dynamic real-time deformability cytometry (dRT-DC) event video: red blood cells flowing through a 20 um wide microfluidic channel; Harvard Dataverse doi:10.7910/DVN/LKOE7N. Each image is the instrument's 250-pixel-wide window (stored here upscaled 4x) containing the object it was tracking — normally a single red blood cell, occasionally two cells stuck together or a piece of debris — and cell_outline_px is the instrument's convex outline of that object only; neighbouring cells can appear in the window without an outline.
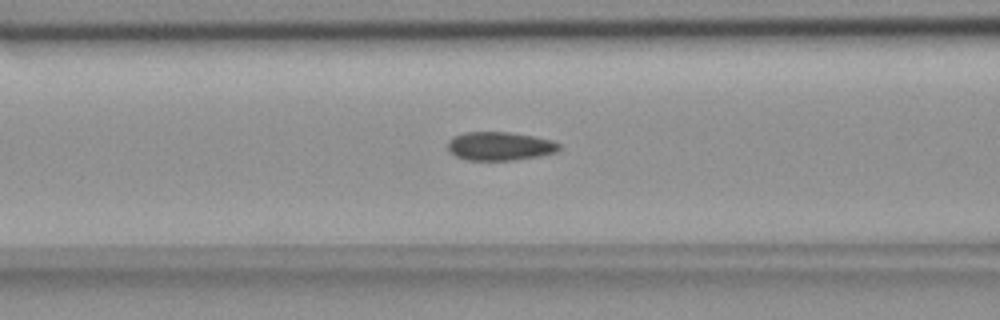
{"species": "common noctule bat (a hibernating species)", "species_latin": "Nyctalus noctula", "temperature_condition": "room temperature", "stored_images_in_passage": 42, "camera_frame_rate_fps": 3000, "um_per_image_px": 0.085, "animal": {"sex": "female", "body_mass_g": 18.4}, "frame": {"image": 1, "passage_image": 9, "time_ms": 2.667, "image_size_px": [1000, 320], "cell_outline_px": [[560, 148], [556, 152], [540, 156], [512, 160], [468, 160], [456, 156], [448, 152], [448, 140], [452, 136], [464, 132], [508, 132], [532, 136], [552, 140], [560, 144]], "centroid_in_image_um": [42.45, 12.42], "position_along_channel_um": 124.1, "area_um2": 18.61}}
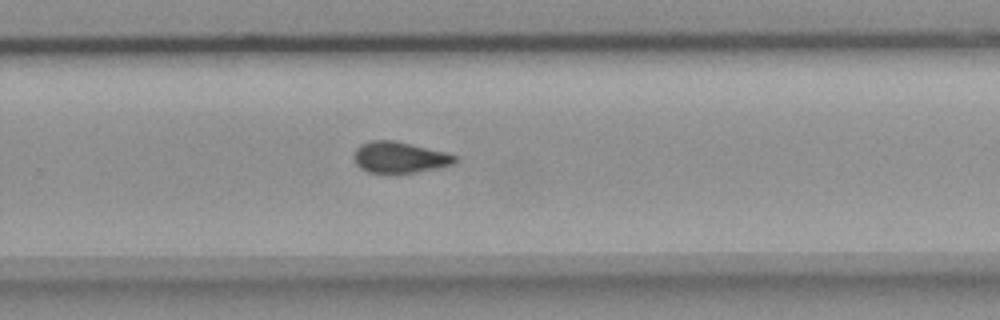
{"frame": {"image": 2, "passage_image": 23, "time_ms": 7.333, "image_size_px": [1000, 320], "cell_outline_px": [[460, 160], [452, 164], [436, 168], [416, 172], [368, 172], [360, 168], [356, 164], [352, 156], [356, 148], [360, 144], [368, 140], [392, 140], [448, 152], [456, 156]], "centroid_in_image_um": [33.95, 13.35], "position_along_channel_um": 295.8, "area_um2": 18.38}}
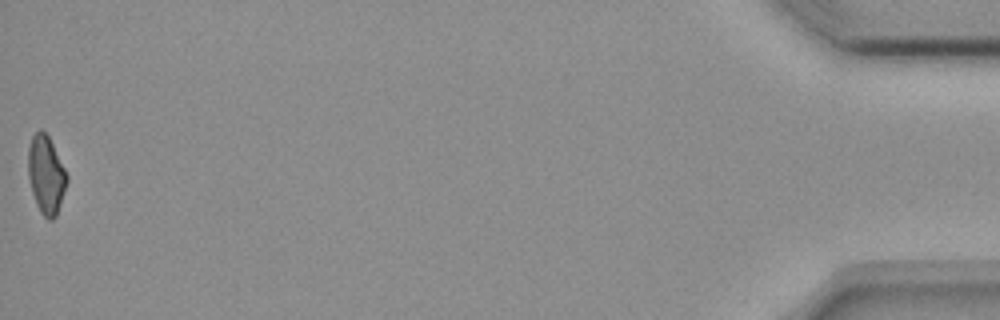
{"frame": {"image": 3, "passage_image": 42, "time_ms": 13.667, "image_size_px": [1000, 320], "cell_outline_px": [[68, 180], [56, 216], [52, 220], [48, 220], [40, 212], [36, 204], [32, 192], [28, 176], [28, 148], [32, 136], [40, 128], [48, 136], [68, 176]], "centroid_in_image_um": [3.9, 14.87], "position_along_channel_um": 431.3, "area_um2": 17.46}, "authors_computed_cell_mechanics": {"area_um2": 18.5538, "velocity_mm_per_s": 3.6933, "shape_relaxation_time_tau1_ms": null, "shape_relaxation_time_tau2_ms": 3.8222, "deformation_change_tau1": null, "deformation_change_tau2": 0.0877}}